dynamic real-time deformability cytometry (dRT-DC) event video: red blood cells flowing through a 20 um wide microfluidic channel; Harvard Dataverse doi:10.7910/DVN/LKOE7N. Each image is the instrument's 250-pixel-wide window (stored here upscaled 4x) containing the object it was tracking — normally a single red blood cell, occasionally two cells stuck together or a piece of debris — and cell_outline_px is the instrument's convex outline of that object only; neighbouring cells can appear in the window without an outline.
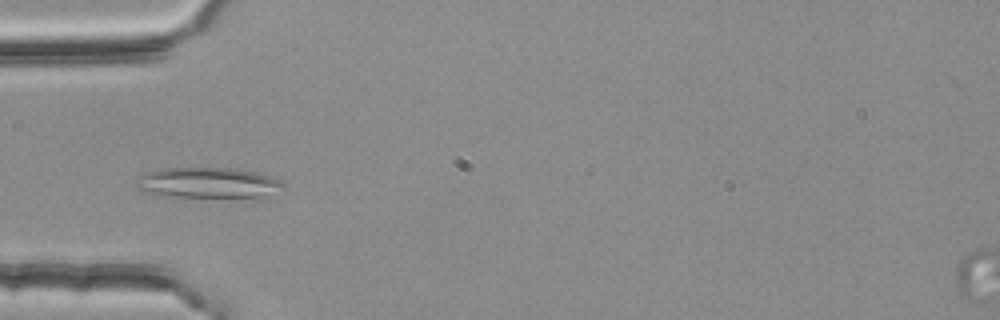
{"species": "common noctule bat (a hibernating species)", "species_latin": "Nyctalus noctula", "temperature_condition": "room temperature", "stored_images_in_passage": 8, "camera_frame_rate_fps": 3000, "um_per_image_px": 0.085, "animal": {"sex": "female", "body_mass_g": 25.1}, "frame": {"image": 1, "passage_image": 4, "time_ms": 1.0, "image_size_px": [1000, 320], "cell_outline_px": [[284, 188], [264, 196], [164, 196], [144, 192], [136, 188], [136, 180], [144, 172], [160, 168], [228, 168], [256, 172], [280, 180], [284, 184]], "centroid_in_image_um": [17.59, 15.52], "position_along_channel_um": 67.4, "area_um2": 25.84}}